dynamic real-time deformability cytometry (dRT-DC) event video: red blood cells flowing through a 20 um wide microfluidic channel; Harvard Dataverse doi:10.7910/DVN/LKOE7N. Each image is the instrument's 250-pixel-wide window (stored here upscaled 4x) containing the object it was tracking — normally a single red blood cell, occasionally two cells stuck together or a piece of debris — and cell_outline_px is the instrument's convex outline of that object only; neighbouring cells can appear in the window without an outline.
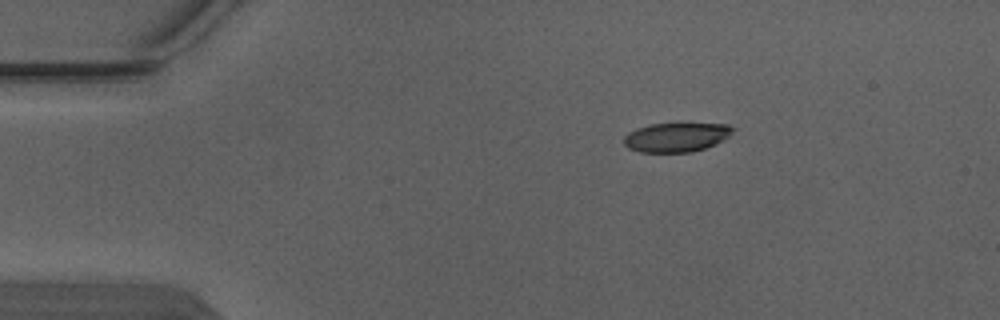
{"species": "Egyptian fruit bat (a non-hibernating species)", "species_latin": "Rousettus aegyptiacus", "temperature_condition": "warm", "stored_images_in_passage": 3, "segment_of_instrument_passage": [1, 2], "camera_frame_rate_fps": 3000, "um_per_image_px": 0.085, "animal": {"sex": "male"}, "frame": {"image": 1, "passage_image": 1, "time_ms": 0.0, "image_size_px": [1000, 320], "cell_outline_px": [[736, 128], [724, 140], [716, 144], [692, 152], [640, 152], [628, 148], [624, 144], [624, 136], [628, 132], [636, 128], [648, 124], [676, 120], [680, 120], [728, 124]], "centroid_in_image_um": [57.52, 11.59], "position_along_channel_um": 27.5, "area_um2": 19.77}}